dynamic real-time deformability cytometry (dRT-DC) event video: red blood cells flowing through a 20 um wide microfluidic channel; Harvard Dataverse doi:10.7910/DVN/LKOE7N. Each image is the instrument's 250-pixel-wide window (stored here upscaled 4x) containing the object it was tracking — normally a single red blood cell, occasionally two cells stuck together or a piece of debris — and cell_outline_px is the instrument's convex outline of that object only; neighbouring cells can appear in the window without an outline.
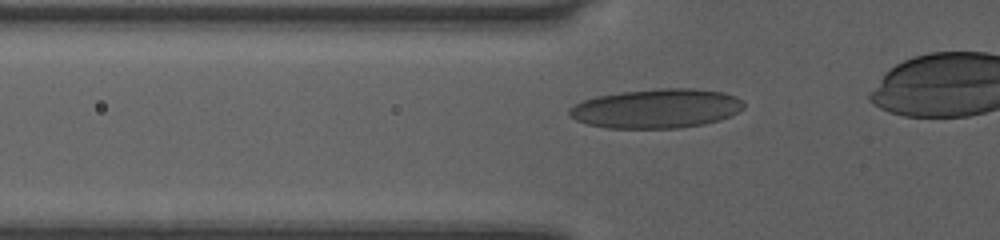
{"species": "human", "species_latin": "Homo sapiens", "temperature_condition": "room temperature", "stored_images_in_passage": 30, "camera_frame_rate_fps": 3000, "um_per_image_px": 0.085, "donor": {"sex": "female"}, "frame": {"image": 1, "passage_image": 4, "time_ms": 1.0, "image_size_px": [1000, 240], "cell_outline_px": [[744, 108], [720, 120], [704, 124], [680, 128], [608, 128], [588, 124], [576, 120], [568, 112], [576, 104], [584, 100], [596, 96], [620, 92], [656, 88], [692, 88], [724, 92], [736, 96], [744, 104]], "centroid_in_image_um": [55.82, 9.22], "position_along_channel_um": 70.0, "area_um2": 39.82}}
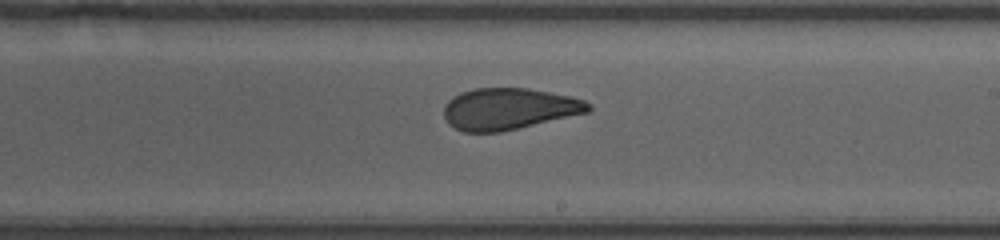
{"frame": {"image": 2, "passage_image": 17, "time_ms": 5.333, "image_size_px": [1000, 240], "cell_outline_px": [[592, 108], [588, 112], [500, 132], [464, 132], [448, 124], [444, 116], [444, 108], [448, 100], [452, 96], [460, 92], [476, 88], [528, 88], [572, 96], [584, 100], [592, 104]], "centroid_in_image_um": [43.25, 9.24], "position_along_channel_um": 245.8, "area_um2": 34.97}}
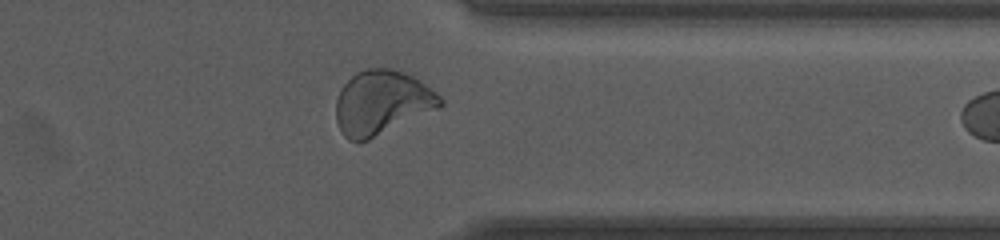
{"frame": {"image": 3, "passage_image": 27, "time_ms": 8.667, "image_size_px": [1000, 240], "cell_outline_px": [[444, 104], [440, 108], [368, 140], [348, 140], [344, 136], [336, 120], [336, 100], [344, 84], [356, 72], [364, 68], [388, 68], [412, 76], [420, 80], [436, 92], [444, 100]], "centroid_in_image_um": [32.48, 8.72], "position_along_channel_um": 378.9, "area_um2": 38.78}}